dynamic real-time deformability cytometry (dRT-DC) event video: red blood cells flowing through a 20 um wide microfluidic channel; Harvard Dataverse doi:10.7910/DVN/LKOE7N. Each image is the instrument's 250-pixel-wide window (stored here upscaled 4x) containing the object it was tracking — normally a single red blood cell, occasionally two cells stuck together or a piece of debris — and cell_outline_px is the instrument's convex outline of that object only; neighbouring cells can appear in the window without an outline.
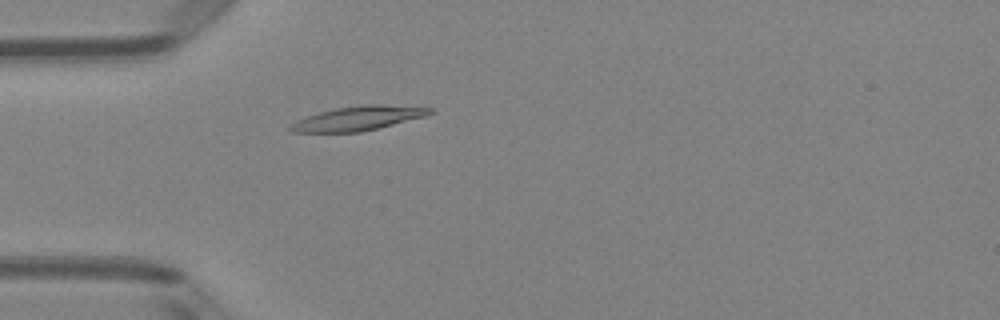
{"species": "Egyptian fruit bat (a non-hibernating species)", "species_latin": "Rousettus aegyptiacus", "temperature_condition": "room temperature", "stored_images_in_passage": 50, "camera_frame_rate_fps": 3000, "um_per_image_px": 0.085, "animal": {"sex": "female"}, "frame": {"image": 1, "passage_image": 14, "time_ms": 4.333, "image_size_px": [1000, 320], "cell_outline_px": [[436, 112], [424, 116], [380, 128], [360, 132], [292, 132], [288, 128], [296, 120], [320, 112], [336, 108], [364, 104], [384, 104], [432, 108]], "centroid_in_image_um": [30.47, 10.05], "position_along_channel_um": 54.5, "area_um2": 19.65}}
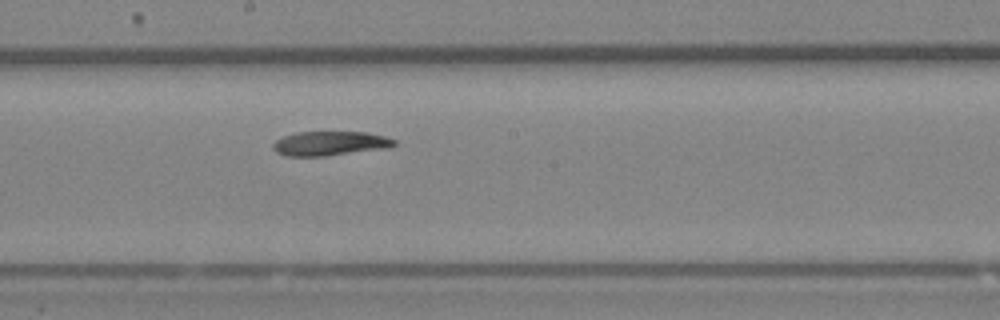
{"frame": {"image": 2, "passage_image": 27, "time_ms": 8.667, "image_size_px": [1000, 320], "cell_outline_px": [[396, 144], [392, 148], [324, 156], [284, 156], [276, 152], [272, 148], [272, 144], [276, 140], [284, 136], [296, 132], [368, 132], [384, 136], [396, 140]], "centroid_in_image_um": [28.07, 12.2], "position_along_channel_um": 220.1, "area_um2": 17.4}}
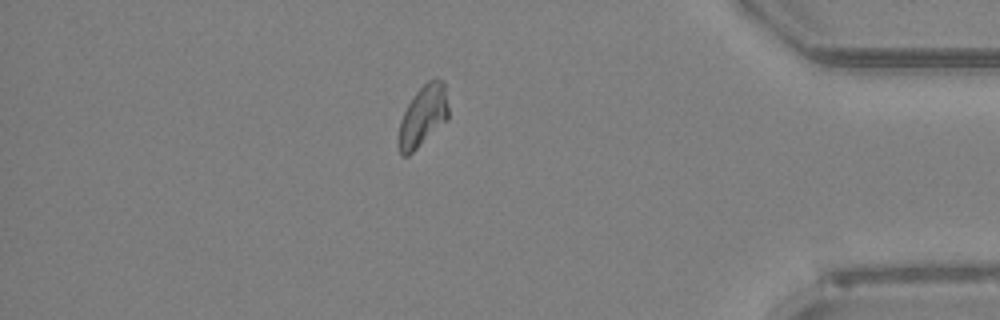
{"frame": {"image": 3, "passage_image": 43, "time_ms": 14.0, "image_size_px": [1000, 320], "cell_outline_px": [[448, 120], [408, 156], [400, 156], [396, 144], [396, 140], [400, 120], [412, 96], [428, 80], [436, 76], [444, 80], [448, 108]], "centroid_in_image_um": [35.92, 9.87], "position_along_channel_um": 399.3, "area_um2": 18.21}}